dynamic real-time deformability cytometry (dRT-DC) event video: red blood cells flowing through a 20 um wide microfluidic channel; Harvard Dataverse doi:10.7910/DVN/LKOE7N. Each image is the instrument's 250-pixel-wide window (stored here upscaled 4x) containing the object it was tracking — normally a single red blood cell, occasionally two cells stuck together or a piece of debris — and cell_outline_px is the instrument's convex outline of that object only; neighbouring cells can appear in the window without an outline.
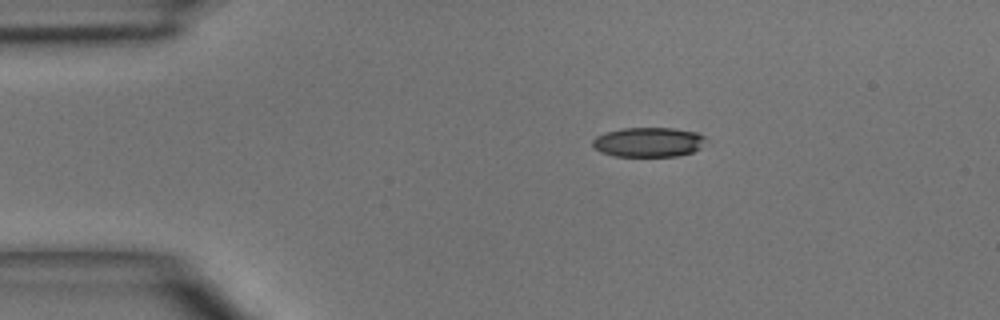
{"species": "common noctule bat (a hibernating species)", "species_latin": "Nyctalus noctula", "temperature_condition": "room temperature", "stored_images_in_passage": 2, "camera_frame_rate_fps": 3000, "um_per_image_px": 0.085, "animal": {"sex": "male", "body_mass_g": 15.6}, "frame": {"image": 1, "passage_image": 1, "time_ms": 0.0, "image_size_px": [1000, 320], "cell_outline_px": [[704, 136], [700, 148], [692, 152], [676, 156], [616, 156], [600, 152], [592, 148], [592, 140], [596, 136], [604, 132], [620, 128], [672, 128], [696, 132]], "centroid_in_image_um": [55.04, 12.08], "position_along_channel_um": 30.0, "area_um2": 19.54}}